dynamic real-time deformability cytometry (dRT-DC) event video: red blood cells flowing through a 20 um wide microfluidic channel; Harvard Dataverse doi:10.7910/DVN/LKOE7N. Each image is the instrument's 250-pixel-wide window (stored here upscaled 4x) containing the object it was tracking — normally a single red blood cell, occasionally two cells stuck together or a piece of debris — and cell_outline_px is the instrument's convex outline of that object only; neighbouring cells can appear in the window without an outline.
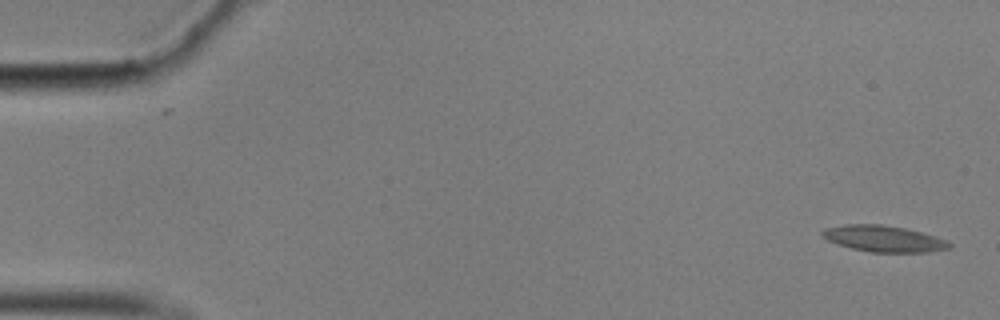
{"species": "common noctule bat (a hibernating species)", "species_latin": "Nyctalus noctula", "temperature_condition": "cold", "stored_images_in_passage": 28, "camera_frame_rate_fps": 3000, "um_per_image_px": 0.085, "animal": {"sex": "male", "body_mass_g": 17.9}, "frame": {"image": 1, "passage_image": 1, "time_ms": 0.0, "image_size_px": [1000, 320], "cell_outline_px": [[952, 248], [928, 252], [872, 252], [852, 248], [836, 244], [820, 236], [820, 232], [824, 228], [844, 224], [880, 224], [904, 228], [936, 236], [952, 244]], "centroid_in_image_um": [75.08, 20.28], "position_along_channel_um": 9.9, "area_um2": 19.48}}
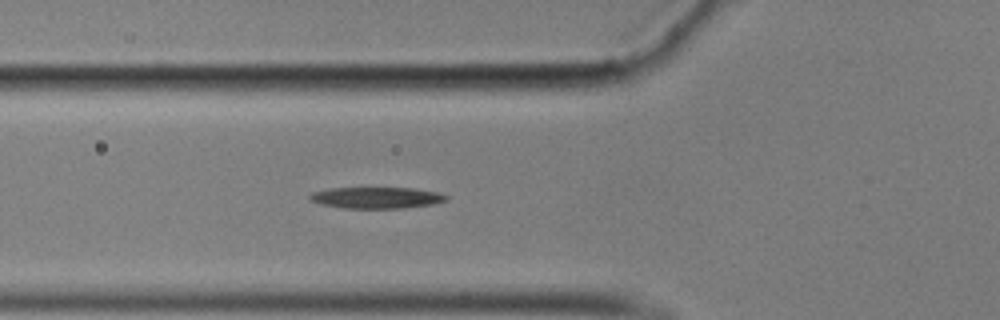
{"frame": {"image": 2, "passage_image": 20, "time_ms": 6.333, "image_size_px": [1000, 320], "cell_outline_px": [[448, 200], [436, 204], [404, 208], [344, 208], [320, 204], [308, 200], [308, 196], [312, 192], [328, 188], [416, 188], [440, 192], [448, 196]], "centroid_in_image_um": [32.03, 16.8], "position_along_channel_um": 93.8, "area_um2": 17.28}}
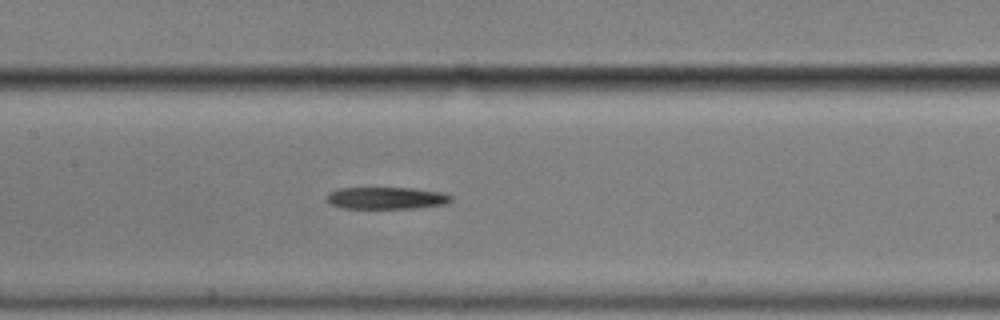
{"frame": {"image": 3, "passage_image": 27, "time_ms": 8.667, "image_size_px": [1000, 320], "cell_outline_px": [[452, 200], [444, 204], [416, 208], [344, 208], [332, 204], [328, 200], [328, 192], [340, 188], [412, 188], [444, 192], [452, 196]], "centroid_in_image_um": [32.89, 16.83], "position_along_channel_um": 174.5, "area_um2": 15.84}}